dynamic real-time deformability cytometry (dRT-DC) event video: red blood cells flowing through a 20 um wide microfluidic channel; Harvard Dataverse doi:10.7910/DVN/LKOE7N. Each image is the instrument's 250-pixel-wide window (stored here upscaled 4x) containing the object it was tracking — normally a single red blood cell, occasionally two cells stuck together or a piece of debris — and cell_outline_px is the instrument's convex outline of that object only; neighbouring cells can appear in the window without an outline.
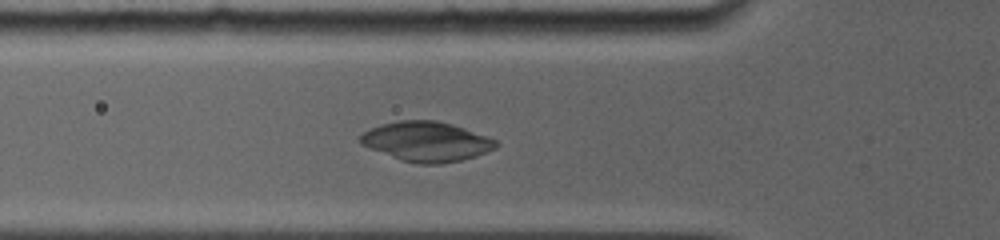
{"species": "common noctule bat (a hibernating species)", "species_latin": "Nyctalus noctula", "temperature_condition": "room temperature", "stored_images_in_passage": 30, "camera_frame_rate_fps": 5000, "um_per_image_px": 0.085, "animal": {"sex": "female", "body_mass_g": 19.0, "forearm_length_mm": 56.7}, "frame": {"image": 1, "passage_image": 9, "time_ms": 4.6, "image_size_px": [1000, 240], "cell_outline_px": [[500, 144], [496, 148], [476, 156], [460, 160], [440, 164], [416, 164], [400, 160], [360, 144], [360, 136], [368, 128], [380, 124], [400, 120], [436, 120], [452, 124], [464, 128], [496, 140]], "centroid_in_image_um": [36.23, 12.03], "position_along_channel_um": 89.6, "area_um2": 31.44}}
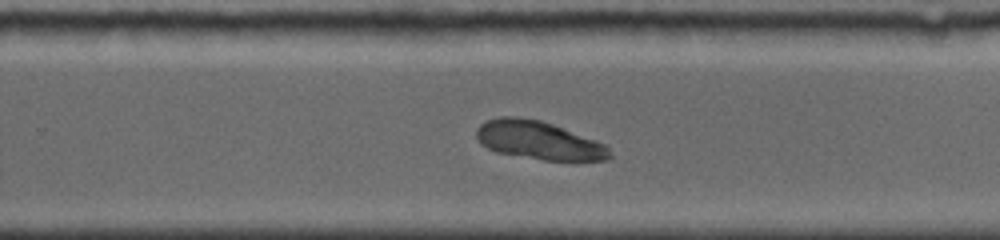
{"frame": {"image": 2, "passage_image": 20, "time_ms": 9.6, "image_size_px": [1000, 240], "cell_outline_px": [[612, 156], [608, 160], [544, 160], [500, 152], [488, 148], [476, 136], [476, 128], [480, 124], [488, 120], [500, 116], [516, 116], [540, 120], [552, 124], [596, 140], [604, 144], [608, 148]], "centroid_in_image_um": [45.8, 11.91], "position_along_channel_um": 284.0, "area_um2": 29.3}}
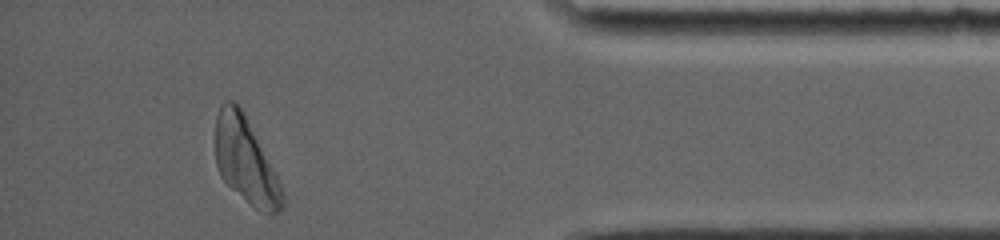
{"frame": {"image": 3, "passage_image": 30, "time_ms": 13.6, "image_size_px": [1000, 240], "cell_outline_px": [[284, 208], [280, 212], [260, 212], [232, 188], [220, 176], [216, 164], [216, 116], [220, 104], [224, 100], [232, 100], [244, 112], [284, 192]], "centroid_in_image_um": [20.86, 13.65], "position_along_channel_um": 414.3, "area_um2": 32.83}}